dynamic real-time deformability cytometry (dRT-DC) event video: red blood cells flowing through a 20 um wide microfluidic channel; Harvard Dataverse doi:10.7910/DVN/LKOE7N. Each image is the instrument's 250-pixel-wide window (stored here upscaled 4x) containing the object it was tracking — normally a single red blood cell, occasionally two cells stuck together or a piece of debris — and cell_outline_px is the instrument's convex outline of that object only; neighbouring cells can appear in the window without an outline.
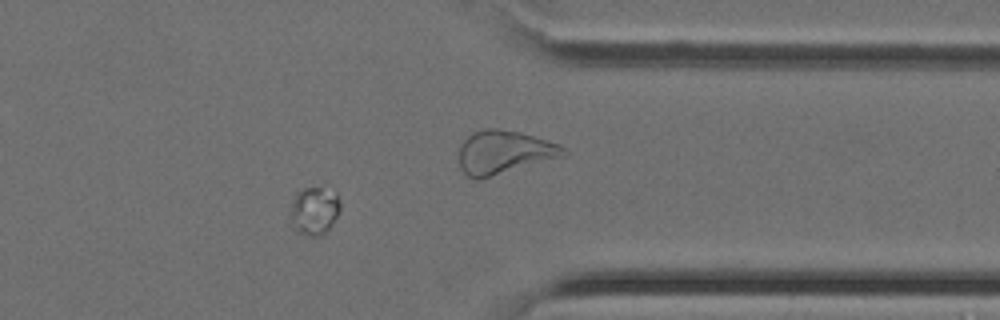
{"species": "Egyptian fruit bat (a non-hibernating species)", "species_latin": "Rousettus aegyptiacus", "temperature_condition": "cold", "stored_images_in_passage": 38, "camera_frame_rate_fps": 3000, "um_per_image_px": 0.085, "animal": {"sex": "female"}, "frame": {"image": 1, "passage_image": 30, "time_ms": 9.667, "image_size_px": [1000, 320], "cell_outline_px": [[340, 212], [328, 228], [324, 232], [316, 236], [308, 236], [296, 232], [288, 216], [296, 192], [304, 188], [320, 188], [336, 192], [340, 200]], "centroid_in_image_um": [26.69, 17.91], "position_along_channel_um": 384.7, "area_um2": 13.99}}